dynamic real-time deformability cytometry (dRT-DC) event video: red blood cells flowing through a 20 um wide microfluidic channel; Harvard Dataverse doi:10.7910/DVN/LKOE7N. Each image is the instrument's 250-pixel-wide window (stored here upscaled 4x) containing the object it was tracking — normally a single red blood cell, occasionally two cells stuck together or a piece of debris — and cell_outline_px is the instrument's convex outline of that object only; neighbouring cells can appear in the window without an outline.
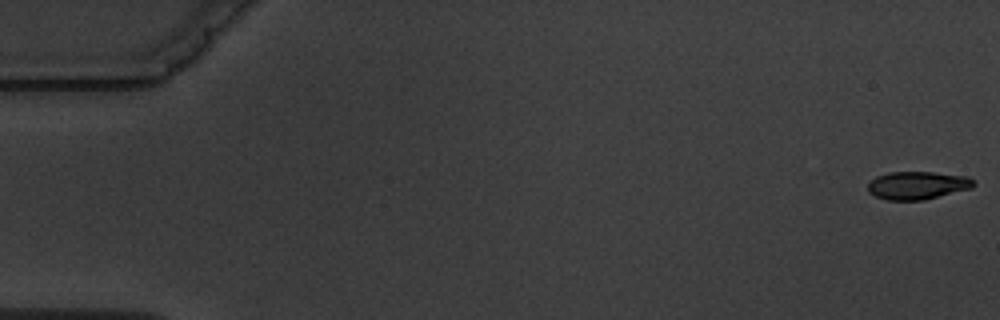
{"species": "common noctule bat (a hibernating species)", "species_latin": "Nyctalus noctula", "temperature_condition": "warm", "stored_images_in_passage": 5, "camera_frame_rate_fps": 3000, "um_per_image_px": 0.085, "animal": {"sex": "male", "body_mass_g": 19.5, "forearm_length_mm": 54.6}, "frame": {"image": 1, "passage_image": 1, "time_ms": 0.0, "image_size_px": [1000, 320], "cell_outline_px": [[976, 184], [972, 188], [924, 200], [888, 200], [876, 196], [868, 192], [868, 184], [876, 176], [888, 172], [932, 172], [968, 176]], "centroid_in_image_um": [77.99, 15.75], "position_along_channel_um": 7.0, "area_um2": 17.22}}
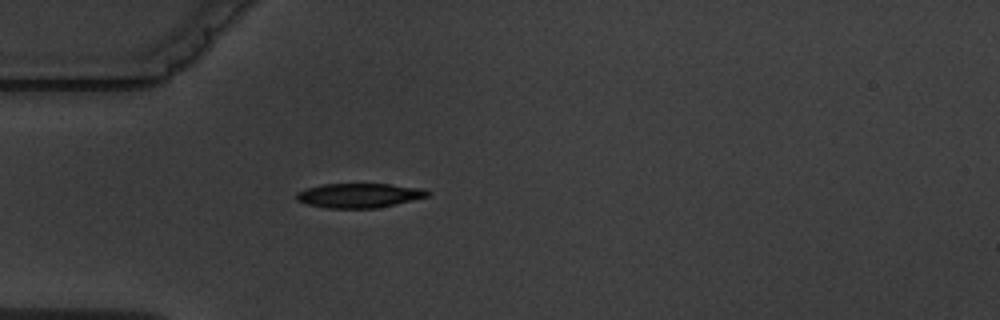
{"frame": {"image": 2, "passage_image": 5, "time_ms": 5.333, "image_size_px": [1000, 320], "cell_outline_px": [[432, 192], [428, 196], [396, 204], [376, 208], [328, 208], [308, 204], [296, 200], [296, 192], [308, 188], [324, 184], [388, 184], [424, 188]], "centroid_in_image_um": [30.56, 16.61], "position_along_channel_um": 54.4, "area_um2": 18.61}}